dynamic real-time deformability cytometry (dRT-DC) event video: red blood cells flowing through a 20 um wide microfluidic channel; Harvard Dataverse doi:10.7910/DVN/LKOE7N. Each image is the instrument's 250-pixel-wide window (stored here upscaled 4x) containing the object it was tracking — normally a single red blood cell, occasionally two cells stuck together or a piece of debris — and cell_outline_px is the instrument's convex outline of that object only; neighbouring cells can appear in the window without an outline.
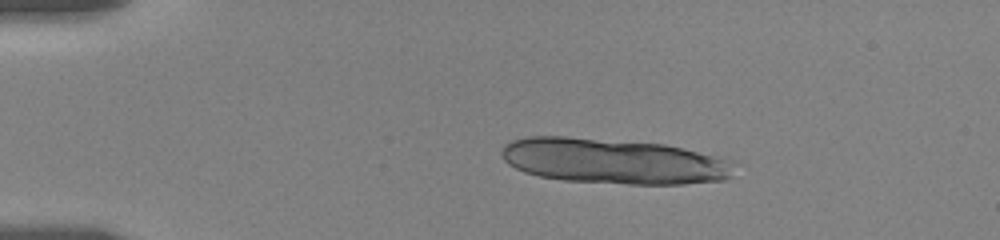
{"species": "human", "species_latin": "Homo sapiens", "temperature_condition": "room temperature", "stored_images_in_passage": 7, "camera_frame_rate_fps": 3000, "um_per_image_px": 0.085, "donor": {"sex": "female"}, "frame": {"image": 1, "passage_image": 1, "time_ms": 0.0, "image_size_px": [1000, 240], "cell_outline_px": [[732, 176], [724, 180], [684, 184], [628, 184], [564, 180], [540, 176], [524, 172], [508, 164], [504, 160], [500, 152], [504, 144], [512, 140], [528, 136], [568, 136], [664, 144], [684, 148], [732, 160]], "centroid_in_image_um": [52.12, 13.69], "position_along_channel_um": 32.9, "area_um2": 61.73}}